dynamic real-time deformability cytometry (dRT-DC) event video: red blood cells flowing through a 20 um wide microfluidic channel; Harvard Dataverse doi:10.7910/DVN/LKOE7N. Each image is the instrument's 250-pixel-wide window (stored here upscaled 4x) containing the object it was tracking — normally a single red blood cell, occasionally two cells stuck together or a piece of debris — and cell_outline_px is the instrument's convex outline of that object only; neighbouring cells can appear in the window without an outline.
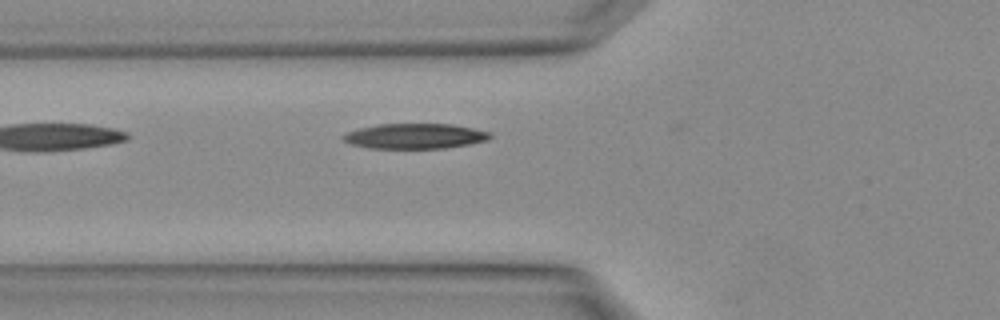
{"species": "Egyptian fruit bat (a non-hibernating species)", "species_latin": "Rousettus aegyptiacus", "temperature_condition": "warm", "stored_images_in_passage": 4, "camera_frame_rate_fps": 3000, "um_per_image_px": 0.085, "animal": {"sex": "female"}, "frame": {"image": 1, "passage_image": 4, "time_ms": 1.0, "image_size_px": [1000, 320], "cell_outline_px": [[492, 136], [488, 140], [468, 144], [444, 148], [368, 148], [348, 144], [340, 140], [340, 136], [344, 132], [360, 128], [380, 124], [452, 124], [492, 132]], "centroid_in_image_um": [35.2, 11.57], "position_along_channel_um": 90.6, "area_um2": 21.79}}